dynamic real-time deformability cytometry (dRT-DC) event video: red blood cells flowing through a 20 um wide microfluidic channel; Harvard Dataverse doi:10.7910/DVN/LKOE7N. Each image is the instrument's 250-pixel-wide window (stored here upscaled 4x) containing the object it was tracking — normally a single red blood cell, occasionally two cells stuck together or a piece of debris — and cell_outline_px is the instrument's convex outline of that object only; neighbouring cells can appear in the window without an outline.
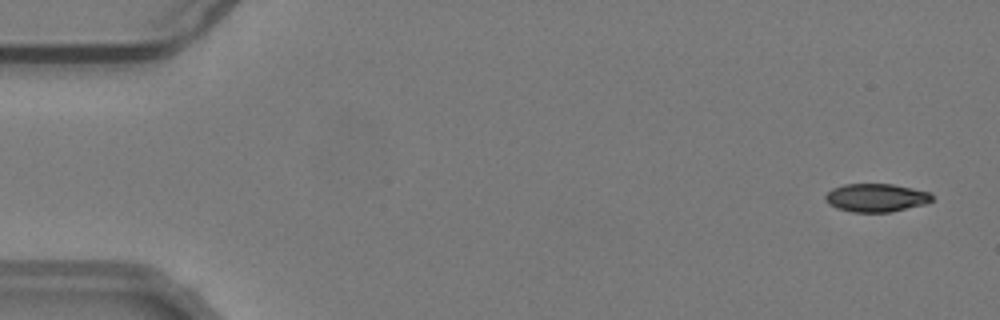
{"species": "common noctule bat (a hibernating species)", "species_latin": "Nyctalus noctula", "temperature_condition": "warm", "stored_images_in_passage": 53, "camera_frame_rate_fps": 3000, "um_per_image_px": 0.085, "animal": {"sex": "male", "body_mass_g": 19.2, "forearm_length_mm": 51.8}, "frame": {"image": 1, "passage_image": 3, "time_ms": 0.667, "image_size_px": [1000, 320], "cell_outline_px": [[932, 200], [924, 204], [888, 212], [852, 212], [836, 208], [828, 204], [824, 200], [824, 196], [832, 188], [844, 184], [892, 184], [912, 188], [928, 192], [932, 196]], "centroid_in_image_um": [74.4, 16.8], "position_along_channel_um": 10.6, "area_um2": 17.46}}
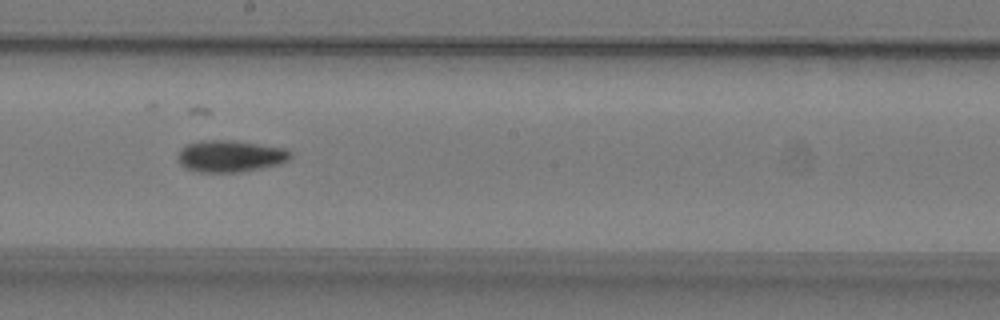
{"frame": {"image": 2, "passage_image": 31, "time_ms": 10.0, "image_size_px": [1000, 320], "cell_outline_px": [[292, 156], [288, 160], [280, 164], [240, 172], [200, 172], [184, 168], [180, 164], [180, 152], [188, 144], [200, 140], [232, 140], [288, 148], [292, 152]], "centroid_in_image_um": [19.64, 13.27], "position_along_channel_um": 228.6, "area_um2": 20.81}}
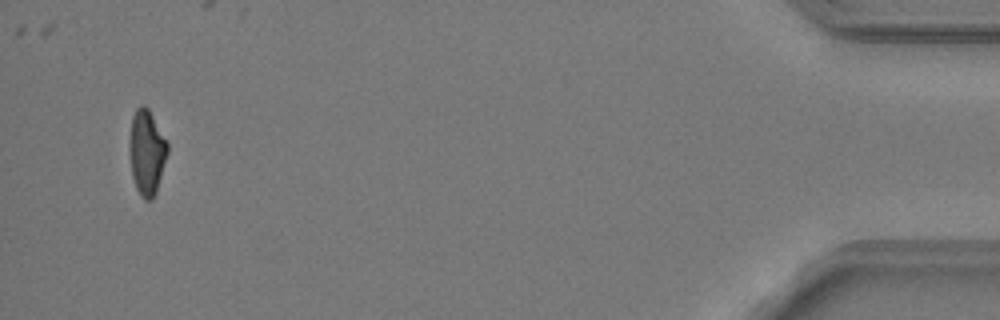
{"frame": {"image": 3, "passage_image": 53, "time_ms": 17.333, "image_size_px": [1000, 320], "cell_outline_px": [[168, 152], [156, 192], [152, 200], [144, 200], [136, 188], [132, 176], [128, 148], [128, 144], [132, 116], [136, 108], [140, 104], [144, 104], [148, 108], [168, 140]], "centroid_in_image_um": [12.46, 12.9], "position_along_channel_um": 422.7, "area_um2": 19.25}, "authors_computed_cell_mechanics": {"area_um2": 19.2474, "velocity_mm_per_s": 3.808, "shape_relaxation_time_tau1_ms": 7.3786, "shape_relaxation_time_tau2_ms": 5.2356, "deformation_change_tau1": 0.1921, "deformation_change_tau2": 0.1202}}